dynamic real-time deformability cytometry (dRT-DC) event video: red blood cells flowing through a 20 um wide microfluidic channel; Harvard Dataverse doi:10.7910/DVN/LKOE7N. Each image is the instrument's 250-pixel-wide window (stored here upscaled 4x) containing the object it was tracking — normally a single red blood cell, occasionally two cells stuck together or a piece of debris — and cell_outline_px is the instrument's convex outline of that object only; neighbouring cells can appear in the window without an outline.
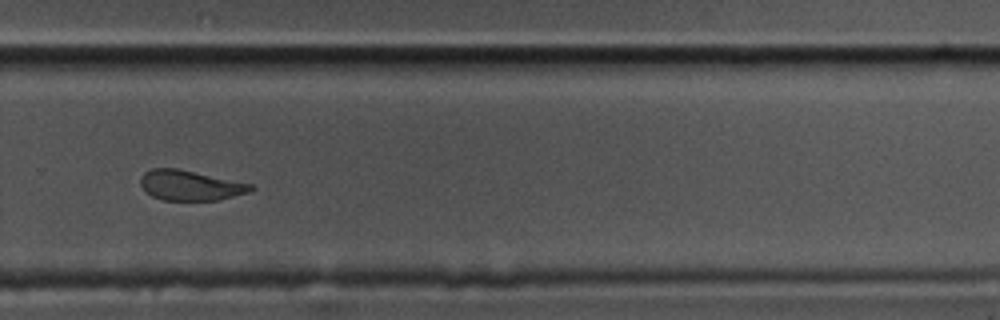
{"species": "common noctule bat (a hibernating species)", "species_latin": "Nyctalus noctula", "temperature_condition": "cold", "stored_images_in_passage": 13, "camera_frame_rate_fps": 3000, "um_per_image_px": 0.085, "animal": {"sex": "male", "body_mass_g": 17.5, "forearm_length_mm": 52.3}, "frame": {"image": 1, "passage_image": 11, "time_ms": 3.333, "image_size_px": [1000, 320], "cell_outline_px": [[256, 188], [248, 192], [220, 200], [164, 200], [152, 196], [144, 192], [140, 184], [140, 176], [144, 172], [152, 168], [176, 168], [252, 184]], "centroid_in_image_um": [16.13, 15.76], "position_along_channel_um": 313.7, "area_um2": 19.36}}